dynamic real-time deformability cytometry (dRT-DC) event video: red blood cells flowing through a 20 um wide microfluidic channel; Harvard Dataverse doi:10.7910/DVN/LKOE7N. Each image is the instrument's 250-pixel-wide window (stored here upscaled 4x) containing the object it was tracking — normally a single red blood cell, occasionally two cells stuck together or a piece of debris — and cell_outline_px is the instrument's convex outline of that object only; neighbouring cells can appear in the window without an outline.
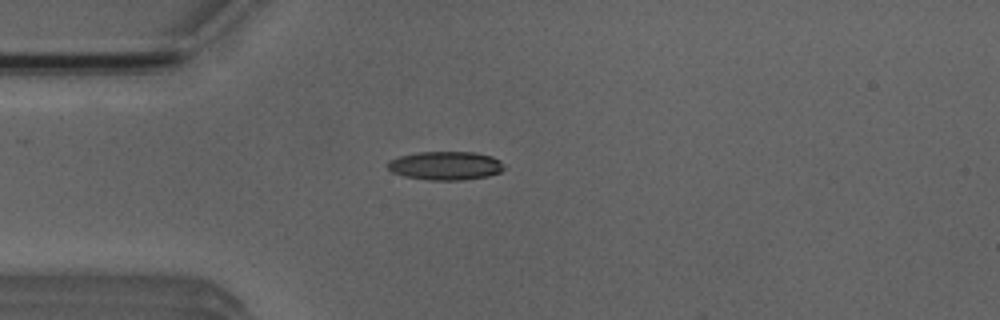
{"species": "Egyptian fruit bat (a non-hibernating species)", "species_latin": "Rousettus aegyptiacus", "temperature_condition": "room temperature", "stored_images_in_passage": 5, "camera_frame_rate_fps": 3000, "um_per_image_px": 0.085, "animal": {"sex": "male"}, "frame": {"image": 1, "passage_image": 5, "time_ms": 5.333, "image_size_px": [1000, 320], "cell_outline_px": [[504, 168], [500, 172], [488, 176], [464, 180], [428, 180], [404, 176], [392, 172], [388, 168], [388, 160], [400, 156], [420, 152], [476, 152], [492, 156], [500, 160]], "centroid_in_image_um": [37.88, 14.08], "position_along_channel_um": 47.1, "area_um2": 19.42}}